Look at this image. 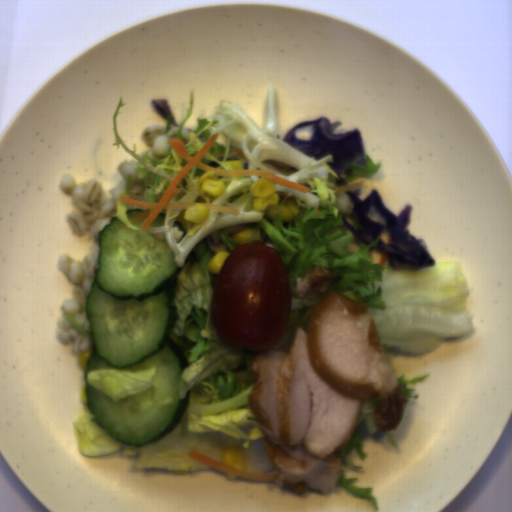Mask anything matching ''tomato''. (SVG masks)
Masks as SVG:
<instances>
[{
    "label": "tomato",
    "instance_id": "512abeb7",
    "mask_svg": "<svg viewBox=\"0 0 512 512\" xmlns=\"http://www.w3.org/2000/svg\"><path fill=\"white\" fill-rule=\"evenodd\" d=\"M292 291L279 253L262 240L231 250L213 292L211 319L218 338L239 349L268 351L290 318Z\"/></svg>",
    "mask_w": 512,
    "mask_h": 512
}]
</instances>
